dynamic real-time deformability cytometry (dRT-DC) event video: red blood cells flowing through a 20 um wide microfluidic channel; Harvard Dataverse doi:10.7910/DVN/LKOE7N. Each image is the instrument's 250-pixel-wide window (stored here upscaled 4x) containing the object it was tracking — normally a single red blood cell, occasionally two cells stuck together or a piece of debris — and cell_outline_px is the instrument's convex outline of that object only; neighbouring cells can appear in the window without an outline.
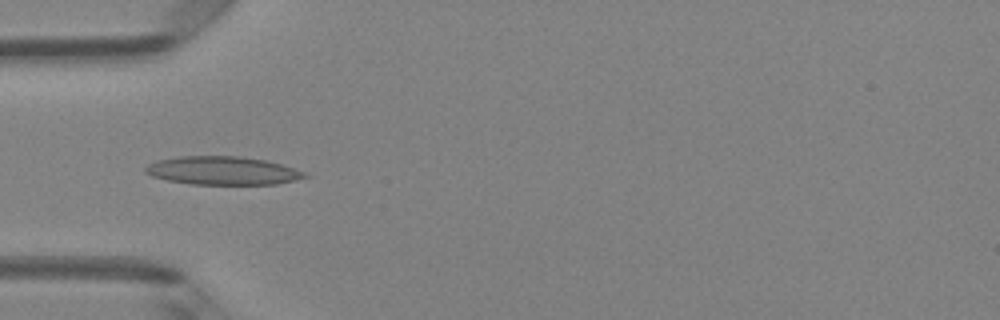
{"species": "Egyptian fruit bat (a non-hibernating species)", "species_latin": "Rousettus aegyptiacus", "temperature_condition": "room temperature", "stored_images_in_passage": 5, "camera_frame_rate_fps": 3000, "um_per_image_px": 0.085, "animal": {"sex": "female"}, "frame": {"image": 1, "passage_image": 5, "time_ms": 4.333, "image_size_px": [1000, 320], "cell_outline_px": [[312, 176], [276, 184], [192, 184], [168, 180], [152, 176], [144, 172], [144, 168], [148, 164], [156, 160], [180, 156], [240, 156], [264, 160], [280, 164], [304, 172]], "centroid_in_image_um": [18.89, 14.5], "position_along_channel_um": 66.1, "area_um2": 26.18}}